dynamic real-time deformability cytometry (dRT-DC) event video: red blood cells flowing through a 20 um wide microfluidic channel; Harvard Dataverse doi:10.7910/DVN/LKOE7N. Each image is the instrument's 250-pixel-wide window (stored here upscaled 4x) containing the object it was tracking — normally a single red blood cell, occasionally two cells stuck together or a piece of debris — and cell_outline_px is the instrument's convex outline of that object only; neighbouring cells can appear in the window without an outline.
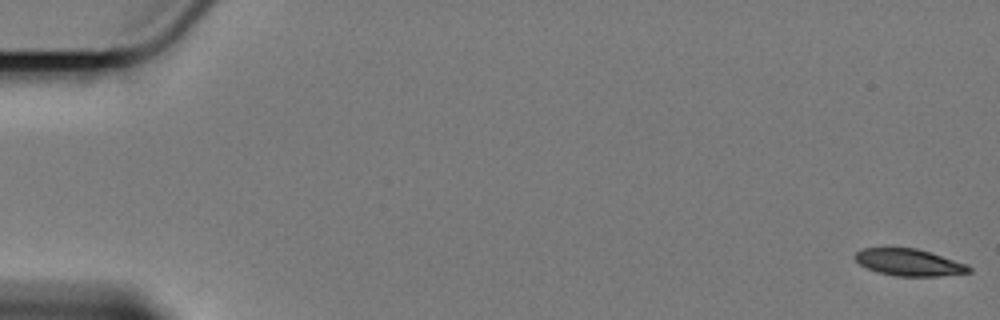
{"species": "Egyptian fruit bat (a non-hibernating species)", "species_latin": "Rousettus aegyptiacus", "temperature_condition": "cold", "stored_images_in_passage": 20, "camera_frame_rate_fps": 3000, "um_per_image_px": 0.085, "animal": {"sex": "female"}, "frame": {"image": 1, "passage_image": 1, "time_ms": 0.0, "image_size_px": [1000, 320], "cell_outline_px": [[972, 272], [940, 276], [896, 276], [880, 272], [868, 268], [860, 264], [852, 256], [860, 248], [916, 248], [968, 264], [972, 268]], "centroid_in_image_um": [77.28, 22.3], "position_along_channel_um": 7.7, "area_um2": 17.8}}
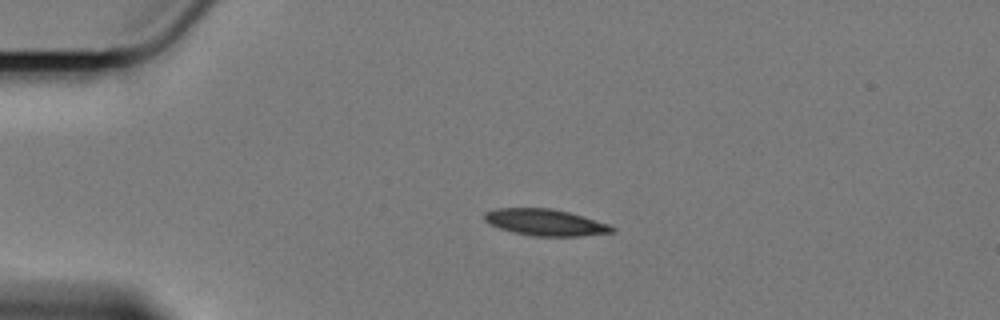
{"frame": {"image": 2, "passage_image": 14, "time_ms": 4.333, "image_size_px": [1000, 320], "cell_outline_px": [[616, 232], [580, 236], [532, 236], [512, 232], [488, 224], [484, 220], [484, 212], [496, 208], [552, 208], [568, 212], [608, 224], [616, 228]], "centroid_in_image_um": [46.32, 18.9], "position_along_channel_um": 38.7, "area_um2": 19.77}}